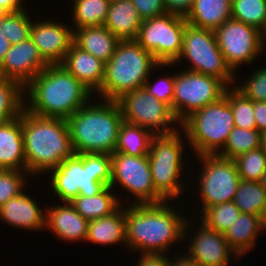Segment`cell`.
Instances as JSON below:
<instances>
[{
    "instance_id": "1",
    "label": "cell",
    "mask_w": 266,
    "mask_h": 266,
    "mask_svg": "<svg viewBox=\"0 0 266 266\" xmlns=\"http://www.w3.org/2000/svg\"><path fill=\"white\" fill-rule=\"evenodd\" d=\"M168 202L131 206L125 204L128 250H138L140 254H165L172 244H179L182 238L188 236L189 227L194 222L182 213L178 214L176 209H172V203L169 205Z\"/></svg>"
},
{
    "instance_id": "2",
    "label": "cell",
    "mask_w": 266,
    "mask_h": 266,
    "mask_svg": "<svg viewBox=\"0 0 266 266\" xmlns=\"http://www.w3.org/2000/svg\"><path fill=\"white\" fill-rule=\"evenodd\" d=\"M24 93L29 97V102L24 101L28 112L66 120L90 102L93 94L61 64L48 65L30 81Z\"/></svg>"
},
{
    "instance_id": "3",
    "label": "cell",
    "mask_w": 266,
    "mask_h": 266,
    "mask_svg": "<svg viewBox=\"0 0 266 266\" xmlns=\"http://www.w3.org/2000/svg\"><path fill=\"white\" fill-rule=\"evenodd\" d=\"M22 135L29 177L46 175L75 154L66 119L34 115L23 108Z\"/></svg>"
},
{
    "instance_id": "4",
    "label": "cell",
    "mask_w": 266,
    "mask_h": 266,
    "mask_svg": "<svg viewBox=\"0 0 266 266\" xmlns=\"http://www.w3.org/2000/svg\"><path fill=\"white\" fill-rule=\"evenodd\" d=\"M67 122L75 154L114 153L118 131L123 122L117 101L91 103L90 100V103L70 116Z\"/></svg>"
},
{
    "instance_id": "5",
    "label": "cell",
    "mask_w": 266,
    "mask_h": 266,
    "mask_svg": "<svg viewBox=\"0 0 266 266\" xmlns=\"http://www.w3.org/2000/svg\"><path fill=\"white\" fill-rule=\"evenodd\" d=\"M51 172V173H50ZM54 195L62 202L77 196H96L112 179L111 155L105 153L74 154L48 172Z\"/></svg>"
},
{
    "instance_id": "6",
    "label": "cell",
    "mask_w": 266,
    "mask_h": 266,
    "mask_svg": "<svg viewBox=\"0 0 266 266\" xmlns=\"http://www.w3.org/2000/svg\"><path fill=\"white\" fill-rule=\"evenodd\" d=\"M160 64L136 40H120L112 58L105 64L101 88L96 92L103 100L116 101L127 92L144 87L145 81Z\"/></svg>"
},
{
    "instance_id": "7",
    "label": "cell",
    "mask_w": 266,
    "mask_h": 266,
    "mask_svg": "<svg viewBox=\"0 0 266 266\" xmlns=\"http://www.w3.org/2000/svg\"><path fill=\"white\" fill-rule=\"evenodd\" d=\"M184 136L195 155H217L225 146L233 130L234 117L228 98L224 95L218 101L199 109L181 123Z\"/></svg>"
},
{
    "instance_id": "8",
    "label": "cell",
    "mask_w": 266,
    "mask_h": 266,
    "mask_svg": "<svg viewBox=\"0 0 266 266\" xmlns=\"http://www.w3.org/2000/svg\"><path fill=\"white\" fill-rule=\"evenodd\" d=\"M180 131V133H179ZM181 130L154 135L148 154L152 181L156 192L165 200L179 199L183 184L179 179L184 166ZM183 192V193H182Z\"/></svg>"
},
{
    "instance_id": "9",
    "label": "cell",
    "mask_w": 266,
    "mask_h": 266,
    "mask_svg": "<svg viewBox=\"0 0 266 266\" xmlns=\"http://www.w3.org/2000/svg\"><path fill=\"white\" fill-rule=\"evenodd\" d=\"M185 59L192 64L188 68L189 71L217 77L228 87H233L236 82L235 73L218 47L214 30L198 28L187 23L177 64Z\"/></svg>"
},
{
    "instance_id": "10",
    "label": "cell",
    "mask_w": 266,
    "mask_h": 266,
    "mask_svg": "<svg viewBox=\"0 0 266 266\" xmlns=\"http://www.w3.org/2000/svg\"><path fill=\"white\" fill-rule=\"evenodd\" d=\"M186 18L172 13L143 20L136 41L160 64H175L182 51Z\"/></svg>"
},
{
    "instance_id": "11",
    "label": "cell",
    "mask_w": 266,
    "mask_h": 266,
    "mask_svg": "<svg viewBox=\"0 0 266 266\" xmlns=\"http://www.w3.org/2000/svg\"><path fill=\"white\" fill-rule=\"evenodd\" d=\"M228 86L220 79L184 70L175 74L173 113L181 123L193 112L224 96Z\"/></svg>"
},
{
    "instance_id": "12",
    "label": "cell",
    "mask_w": 266,
    "mask_h": 266,
    "mask_svg": "<svg viewBox=\"0 0 266 266\" xmlns=\"http://www.w3.org/2000/svg\"><path fill=\"white\" fill-rule=\"evenodd\" d=\"M116 101L123 121L141 126L154 135L172 133L180 127L172 109L144 87L127 92Z\"/></svg>"
},
{
    "instance_id": "13",
    "label": "cell",
    "mask_w": 266,
    "mask_h": 266,
    "mask_svg": "<svg viewBox=\"0 0 266 266\" xmlns=\"http://www.w3.org/2000/svg\"><path fill=\"white\" fill-rule=\"evenodd\" d=\"M202 163L199 172L200 202L204 211L207 207L232 202L241 180L236 164L232 159L218 155L197 156Z\"/></svg>"
},
{
    "instance_id": "14",
    "label": "cell",
    "mask_w": 266,
    "mask_h": 266,
    "mask_svg": "<svg viewBox=\"0 0 266 266\" xmlns=\"http://www.w3.org/2000/svg\"><path fill=\"white\" fill-rule=\"evenodd\" d=\"M112 179L110 187L117 184L130 192L137 200L131 204H155L165 201L155 190L148 155L142 157L130 156L114 152L111 155ZM129 199V200H128Z\"/></svg>"
},
{
    "instance_id": "15",
    "label": "cell",
    "mask_w": 266,
    "mask_h": 266,
    "mask_svg": "<svg viewBox=\"0 0 266 266\" xmlns=\"http://www.w3.org/2000/svg\"><path fill=\"white\" fill-rule=\"evenodd\" d=\"M214 33L218 47L234 73L243 63L252 65L264 52L263 33L236 19H228Z\"/></svg>"
},
{
    "instance_id": "16",
    "label": "cell",
    "mask_w": 266,
    "mask_h": 266,
    "mask_svg": "<svg viewBox=\"0 0 266 266\" xmlns=\"http://www.w3.org/2000/svg\"><path fill=\"white\" fill-rule=\"evenodd\" d=\"M48 65L29 36L25 41L10 46L0 64V75L24 89Z\"/></svg>"
},
{
    "instance_id": "17",
    "label": "cell",
    "mask_w": 266,
    "mask_h": 266,
    "mask_svg": "<svg viewBox=\"0 0 266 266\" xmlns=\"http://www.w3.org/2000/svg\"><path fill=\"white\" fill-rule=\"evenodd\" d=\"M37 21L32 23L30 37L49 65L61 64L74 43L73 28L53 19Z\"/></svg>"
},
{
    "instance_id": "18",
    "label": "cell",
    "mask_w": 266,
    "mask_h": 266,
    "mask_svg": "<svg viewBox=\"0 0 266 266\" xmlns=\"http://www.w3.org/2000/svg\"><path fill=\"white\" fill-rule=\"evenodd\" d=\"M190 239L187 254L201 266H228L230 255L238 257L224 238V233L207 227L202 221Z\"/></svg>"
},
{
    "instance_id": "19",
    "label": "cell",
    "mask_w": 266,
    "mask_h": 266,
    "mask_svg": "<svg viewBox=\"0 0 266 266\" xmlns=\"http://www.w3.org/2000/svg\"><path fill=\"white\" fill-rule=\"evenodd\" d=\"M45 229L50 230L58 239L67 242L86 241L88 224L69 202L46 208Z\"/></svg>"
},
{
    "instance_id": "20",
    "label": "cell",
    "mask_w": 266,
    "mask_h": 266,
    "mask_svg": "<svg viewBox=\"0 0 266 266\" xmlns=\"http://www.w3.org/2000/svg\"><path fill=\"white\" fill-rule=\"evenodd\" d=\"M36 200L25 193L9 199L0 207V220L17 228L44 230L46 212L42 211Z\"/></svg>"
},
{
    "instance_id": "21",
    "label": "cell",
    "mask_w": 266,
    "mask_h": 266,
    "mask_svg": "<svg viewBox=\"0 0 266 266\" xmlns=\"http://www.w3.org/2000/svg\"><path fill=\"white\" fill-rule=\"evenodd\" d=\"M61 65L92 93L101 88L105 63L75 43L71 45Z\"/></svg>"
},
{
    "instance_id": "22",
    "label": "cell",
    "mask_w": 266,
    "mask_h": 266,
    "mask_svg": "<svg viewBox=\"0 0 266 266\" xmlns=\"http://www.w3.org/2000/svg\"><path fill=\"white\" fill-rule=\"evenodd\" d=\"M0 169L26 171L22 111L18 117L0 123Z\"/></svg>"
},
{
    "instance_id": "23",
    "label": "cell",
    "mask_w": 266,
    "mask_h": 266,
    "mask_svg": "<svg viewBox=\"0 0 266 266\" xmlns=\"http://www.w3.org/2000/svg\"><path fill=\"white\" fill-rule=\"evenodd\" d=\"M143 20L132 0H111L104 26L119 40H136Z\"/></svg>"
},
{
    "instance_id": "24",
    "label": "cell",
    "mask_w": 266,
    "mask_h": 266,
    "mask_svg": "<svg viewBox=\"0 0 266 266\" xmlns=\"http://www.w3.org/2000/svg\"><path fill=\"white\" fill-rule=\"evenodd\" d=\"M119 41L104 25L74 31V43L105 64L112 58Z\"/></svg>"
},
{
    "instance_id": "25",
    "label": "cell",
    "mask_w": 266,
    "mask_h": 266,
    "mask_svg": "<svg viewBox=\"0 0 266 266\" xmlns=\"http://www.w3.org/2000/svg\"><path fill=\"white\" fill-rule=\"evenodd\" d=\"M86 241L100 245L122 242L127 247L125 207L122 205L110 215L89 221Z\"/></svg>"
},
{
    "instance_id": "26",
    "label": "cell",
    "mask_w": 266,
    "mask_h": 266,
    "mask_svg": "<svg viewBox=\"0 0 266 266\" xmlns=\"http://www.w3.org/2000/svg\"><path fill=\"white\" fill-rule=\"evenodd\" d=\"M264 229L262 217L240 213L238 219L225 231L224 238L235 254L242 257L254 248L258 233Z\"/></svg>"
},
{
    "instance_id": "27",
    "label": "cell",
    "mask_w": 266,
    "mask_h": 266,
    "mask_svg": "<svg viewBox=\"0 0 266 266\" xmlns=\"http://www.w3.org/2000/svg\"><path fill=\"white\" fill-rule=\"evenodd\" d=\"M231 6L232 0H194L185 18L192 26L215 30L232 18Z\"/></svg>"
},
{
    "instance_id": "28",
    "label": "cell",
    "mask_w": 266,
    "mask_h": 266,
    "mask_svg": "<svg viewBox=\"0 0 266 266\" xmlns=\"http://www.w3.org/2000/svg\"><path fill=\"white\" fill-rule=\"evenodd\" d=\"M112 188L107 186L96 196H77L70 204L87 221L96 220L115 212L122 204Z\"/></svg>"
},
{
    "instance_id": "29",
    "label": "cell",
    "mask_w": 266,
    "mask_h": 266,
    "mask_svg": "<svg viewBox=\"0 0 266 266\" xmlns=\"http://www.w3.org/2000/svg\"><path fill=\"white\" fill-rule=\"evenodd\" d=\"M154 134L141 126L123 121L120 125L114 152L142 157L149 154Z\"/></svg>"
},
{
    "instance_id": "30",
    "label": "cell",
    "mask_w": 266,
    "mask_h": 266,
    "mask_svg": "<svg viewBox=\"0 0 266 266\" xmlns=\"http://www.w3.org/2000/svg\"><path fill=\"white\" fill-rule=\"evenodd\" d=\"M233 202L241 213L266 217V189L257 181L241 179Z\"/></svg>"
},
{
    "instance_id": "31",
    "label": "cell",
    "mask_w": 266,
    "mask_h": 266,
    "mask_svg": "<svg viewBox=\"0 0 266 266\" xmlns=\"http://www.w3.org/2000/svg\"><path fill=\"white\" fill-rule=\"evenodd\" d=\"M72 1V0H71ZM111 0H73V29L84 27L103 26L108 15V7Z\"/></svg>"
},
{
    "instance_id": "32",
    "label": "cell",
    "mask_w": 266,
    "mask_h": 266,
    "mask_svg": "<svg viewBox=\"0 0 266 266\" xmlns=\"http://www.w3.org/2000/svg\"><path fill=\"white\" fill-rule=\"evenodd\" d=\"M260 138L261 132L257 129L234 127L224 148L217 155L234 160L241 154L260 148Z\"/></svg>"
},
{
    "instance_id": "33",
    "label": "cell",
    "mask_w": 266,
    "mask_h": 266,
    "mask_svg": "<svg viewBox=\"0 0 266 266\" xmlns=\"http://www.w3.org/2000/svg\"><path fill=\"white\" fill-rule=\"evenodd\" d=\"M24 94V89L17 82L0 78V123L20 115L27 98Z\"/></svg>"
},
{
    "instance_id": "34",
    "label": "cell",
    "mask_w": 266,
    "mask_h": 266,
    "mask_svg": "<svg viewBox=\"0 0 266 266\" xmlns=\"http://www.w3.org/2000/svg\"><path fill=\"white\" fill-rule=\"evenodd\" d=\"M231 15L262 33L266 30V0H232Z\"/></svg>"
},
{
    "instance_id": "35",
    "label": "cell",
    "mask_w": 266,
    "mask_h": 266,
    "mask_svg": "<svg viewBox=\"0 0 266 266\" xmlns=\"http://www.w3.org/2000/svg\"><path fill=\"white\" fill-rule=\"evenodd\" d=\"M231 88L232 87H228L224 95L228 98L232 108L234 126L250 130L257 129L253 111V101L245 97L235 86Z\"/></svg>"
},
{
    "instance_id": "36",
    "label": "cell",
    "mask_w": 266,
    "mask_h": 266,
    "mask_svg": "<svg viewBox=\"0 0 266 266\" xmlns=\"http://www.w3.org/2000/svg\"><path fill=\"white\" fill-rule=\"evenodd\" d=\"M201 214V221L209 228L225 233L241 213L234 202L221 203L207 207Z\"/></svg>"
},
{
    "instance_id": "37",
    "label": "cell",
    "mask_w": 266,
    "mask_h": 266,
    "mask_svg": "<svg viewBox=\"0 0 266 266\" xmlns=\"http://www.w3.org/2000/svg\"><path fill=\"white\" fill-rule=\"evenodd\" d=\"M33 20L26 9L8 13L0 19V27L11 45L25 41L30 36V28Z\"/></svg>"
},
{
    "instance_id": "38",
    "label": "cell",
    "mask_w": 266,
    "mask_h": 266,
    "mask_svg": "<svg viewBox=\"0 0 266 266\" xmlns=\"http://www.w3.org/2000/svg\"><path fill=\"white\" fill-rule=\"evenodd\" d=\"M234 162L242 180L259 182L266 171V153L261 148L239 155Z\"/></svg>"
},
{
    "instance_id": "39",
    "label": "cell",
    "mask_w": 266,
    "mask_h": 266,
    "mask_svg": "<svg viewBox=\"0 0 266 266\" xmlns=\"http://www.w3.org/2000/svg\"><path fill=\"white\" fill-rule=\"evenodd\" d=\"M26 175V171L0 169V207L26 190Z\"/></svg>"
},
{
    "instance_id": "40",
    "label": "cell",
    "mask_w": 266,
    "mask_h": 266,
    "mask_svg": "<svg viewBox=\"0 0 266 266\" xmlns=\"http://www.w3.org/2000/svg\"><path fill=\"white\" fill-rule=\"evenodd\" d=\"M241 86L235 88L245 97L257 102H266V66L253 71Z\"/></svg>"
},
{
    "instance_id": "41",
    "label": "cell",
    "mask_w": 266,
    "mask_h": 266,
    "mask_svg": "<svg viewBox=\"0 0 266 266\" xmlns=\"http://www.w3.org/2000/svg\"><path fill=\"white\" fill-rule=\"evenodd\" d=\"M172 75H167V77L161 78L157 83L154 82V84L149 81L150 78L148 77L145 81L144 88L158 100L166 103L173 111L175 73Z\"/></svg>"
},
{
    "instance_id": "42",
    "label": "cell",
    "mask_w": 266,
    "mask_h": 266,
    "mask_svg": "<svg viewBox=\"0 0 266 266\" xmlns=\"http://www.w3.org/2000/svg\"><path fill=\"white\" fill-rule=\"evenodd\" d=\"M142 20L167 13L163 0H132Z\"/></svg>"
},
{
    "instance_id": "43",
    "label": "cell",
    "mask_w": 266,
    "mask_h": 266,
    "mask_svg": "<svg viewBox=\"0 0 266 266\" xmlns=\"http://www.w3.org/2000/svg\"><path fill=\"white\" fill-rule=\"evenodd\" d=\"M167 13L186 17L193 7L194 0H163Z\"/></svg>"
},
{
    "instance_id": "44",
    "label": "cell",
    "mask_w": 266,
    "mask_h": 266,
    "mask_svg": "<svg viewBox=\"0 0 266 266\" xmlns=\"http://www.w3.org/2000/svg\"><path fill=\"white\" fill-rule=\"evenodd\" d=\"M166 254H141L137 266H168V255Z\"/></svg>"
},
{
    "instance_id": "45",
    "label": "cell",
    "mask_w": 266,
    "mask_h": 266,
    "mask_svg": "<svg viewBox=\"0 0 266 266\" xmlns=\"http://www.w3.org/2000/svg\"><path fill=\"white\" fill-rule=\"evenodd\" d=\"M253 111L257 130L260 132L266 131V102L253 101Z\"/></svg>"
},
{
    "instance_id": "46",
    "label": "cell",
    "mask_w": 266,
    "mask_h": 266,
    "mask_svg": "<svg viewBox=\"0 0 266 266\" xmlns=\"http://www.w3.org/2000/svg\"><path fill=\"white\" fill-rule=\"evenodd\" d=\"M185 254L182 256L176 255L175 257L177 258H172L169 259L168 261V266H201L197 261L193 260L187 253L186 250L184 249ZM179 256V257H177ZM176 259V260H175Z\"/></svg>"
},
{
    "instance_id": "47",
    "label": "cell",
    "mask_w": 266,
    "mask_h": 266,
    "mask_svg": "<svg viewBox=\"0 0 266 266\" xmlns=\"http://www.w3.org/2000/svg\"><path fill=\"white\" fill-rule=\"evenodd\" d=\"M23 0H0V5L3 6L9 13L22 11L25 6H23Z\"/></svg>"
},
{
    "instance_id": "48",
    "label": "cell",
    "mask_w": 266,
    "mask_h": 266,
    "mask_svg": "<svg viewBox=\"0 0 266 266\" xmlns=\"http://www.w3.org/2000/svg\"><path fill=\"white\" fill-rule=\"evenodd\" d=\"M11 44L3 33V27H0V64L5 58V55Z\"/></svg>"
},
{
    "instance_id": "49",
    "label": "cell",
    "mask_w": 266,
    "mask_h": 266,
    "mask_svg": "<svg viewBox=\"0 0 266 266\" xmlns=\"http://www.w3.org/2000/svg\"><path fill=\"white\" fill-rule=\"evenodd\" d=\"M260 148L266 153V131L261 132Z\"/></svg>"
},
{
    "instance_id": "50",
    "label": "cell",
    "mask_w": 266,
    "mask_h": 266,
    "mask_svg": "<svg viewBox=\"0 0 266 266\" xmlns=\"http://www.w3.org/2000/svg\"><path fill=\"white\" fill-rule=\"evenodd\" d=\"M9 12L3 7L0 5V19L2 17H5Z\"/></svg>"
},
{
    "instance_id": "51",
    "label": "cell",
    "mask_w": 266,
    "mask_h": 266,
    "mask_svg": "<svg viewBox=\"0 0 266 266\" xmlns=\"http://www.w3.org/2000/svg\"><path fill=\"white\" fill-rule=\"evenodd\" d=\"M259 183L266 189V171L264 172L263 176L261 177Z\"/></svg>"
},
{
    "instance_id": "52",
    "label": "cell",
    "mask_w": 266,
    "mask_h": 266,
    "mask_svg": "<svg viewBox=\"0 0 266 266\" xmlns=\"http://www.w3.org/2000/svg\"><path fill=\"white\" fill-rule=\"evenodd\" d=\"M263 40H265V41H263V45H264V49H265V46H266V30H265V32L263 33Z\"/></svg>"
},
{
    "instance_id": "53",
    "label": "cell",
    "mask_w": 266,
    "mask_h": 266,
    "mask_svg": "<svg viewBox=\"0 0 266 266\" xmlns=\"http://www.w3.org/2000/svg\"><path fill=\"white\" fill-rule=\"evenodd\" d=\"M264 225H265V230H266V217L264 219Z\"/></svg>"
}]
</instances>
